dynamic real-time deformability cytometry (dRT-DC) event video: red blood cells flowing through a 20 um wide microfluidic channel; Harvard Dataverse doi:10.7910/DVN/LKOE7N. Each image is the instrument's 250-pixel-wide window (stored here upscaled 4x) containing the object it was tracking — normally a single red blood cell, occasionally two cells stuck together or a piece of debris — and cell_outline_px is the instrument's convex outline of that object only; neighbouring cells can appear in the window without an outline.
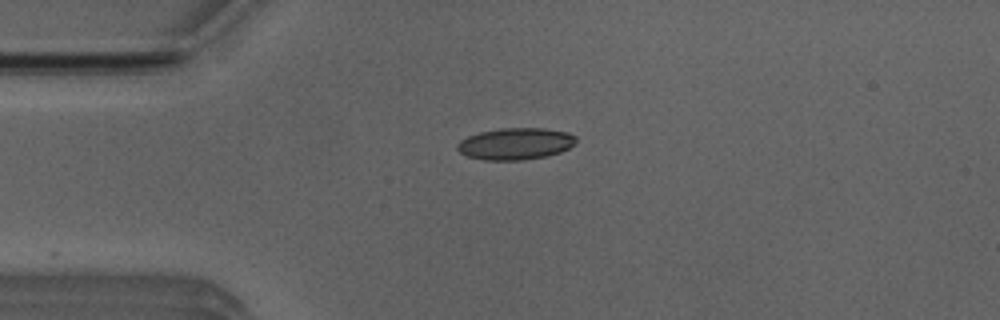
{"species": "Egyptian fruit bat (a non-hibernating species)", "species_latin": "Rousettus aegyptiacus", "temperature_condition": "room temperature", "stored_images_in_passage": 5, "camera_frame_rate_fps": 3000, "um_per_image_px": 0.085, "animal": {"sex": "male"}, "frame": {"image": 1, "passage_image": 1, "time_ms": 0.0, "image_size_px": [1000, 320], "cell_outline_px": [[576, 140], [568, 148], [560, 152], [548, 156], [520, 160], [484, 160], [468, 156], [460, 152], [456, 148], [456, 144], [460, 140], [468, 136], [480, 132], [500, 128], [544, 128], [568, 132], [576, 136]], "centroid_in_image_um": [43.8, 12.21], "position_along_channel_um": 41.2, "area_um2": 21.96}}